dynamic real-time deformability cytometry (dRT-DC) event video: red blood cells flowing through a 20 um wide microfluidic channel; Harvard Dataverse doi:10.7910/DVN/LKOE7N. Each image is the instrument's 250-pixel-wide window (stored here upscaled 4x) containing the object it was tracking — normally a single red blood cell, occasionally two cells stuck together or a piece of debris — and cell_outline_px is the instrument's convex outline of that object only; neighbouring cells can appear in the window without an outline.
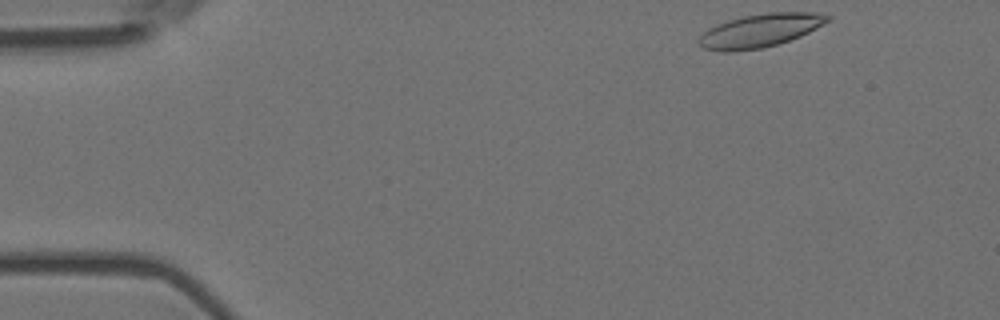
{"species": "Egyptian fruit bat (a non-hibernating species)", "species_latin": "Rousettus aegyptiacus", "temperature_condition": "room temperature", "stored_images_in_passage": 50, "camera_frame_rate_fps": 3000, "um_per_image_px": 0.085, "animal": {"sex": "female"}, "frame": {"image": 1, "passage_image": 1, "time_ms": 0.0, "image_size_px": [1000, 320], "cell_outline_px": [[832, 20], [800, 36], [776, 44], [760, 48], [732, 52], [720, 52], [704, 48], [700, 44], [700, 36], [708, 28], [716, 24], [728, 20], [744, 16], [768, 12], [816, 12], [832, 16]], "centroid_in_image_um": [64.63, 2.58], "position_along_channel_um": 20.4, "area_um2": 24.91}}
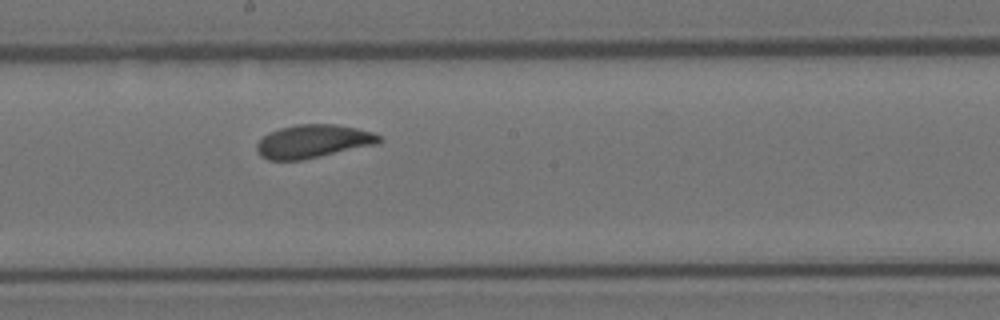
{"frame": {"image": 2, "passage_image": 25, "time_ms": 8.0, "image_size_px": [1000, 320], "cell_outline_px": [[384, 140], [376, 144], [320, 156], [300, 160], [268, 160], [260, 156], [256, 148], [256, 144], [268, 132], [280, 128], [296, 124], [336, 124], [356, 128], [372, 132], [380, 136]], "centroid_in_image_um": [26.59, 12.01], "position_along_channel_um": 221.6, "area_um2": 23.64}}
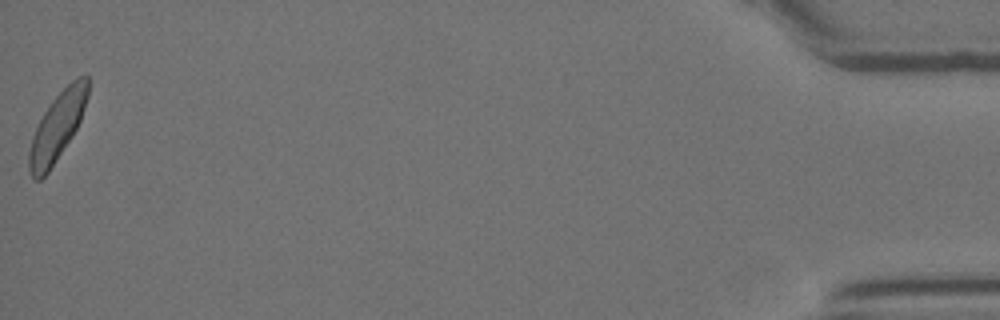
{"frame": {"image": 3, "passage_image": 50, "time_ms": 16.333, "image_size_px": [1000, 320], "cell_outline_px": [[88, 96], [80, 120], [72, 136], [48, 172], [40, 180], [32, 180], [28, 172], [28, 152], [32, 136], [44, 112], [52, 100], [76, 76], [84, 72], [88, 76]], "centroid_in_image_um": [4.85, 10.77], "position_along_channel_um": 430.3, "area_um2": 23.29}, "authors_computed_cell_mechanics": {"area_um2": 23.7269, "velocity_mm_per_s": 3.6573, "shape_relaxation_time_tau1_ms": 4.9067, "shape_relaxation_time_tau2_ms": 1.0448, "deformation_change_tau1": 0.1188, "deformation_change_tau2": 0.0693}}